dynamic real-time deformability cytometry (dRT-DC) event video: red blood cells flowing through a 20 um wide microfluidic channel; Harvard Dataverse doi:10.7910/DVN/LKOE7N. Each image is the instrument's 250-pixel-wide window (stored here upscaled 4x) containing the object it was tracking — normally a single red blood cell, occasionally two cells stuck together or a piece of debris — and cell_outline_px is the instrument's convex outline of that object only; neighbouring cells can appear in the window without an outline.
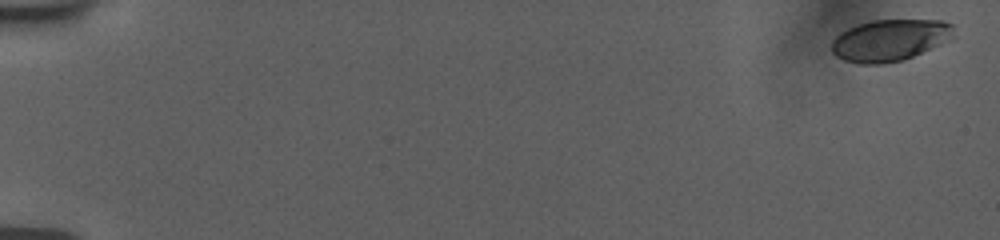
{"species": "human", "species_latin": "Homo sapiens", "temperature_condition": "room temperature", "stored_images_in_passage": 13, "camera_frame_rate_fps": 3000, "um_per_image_px": 0.085, "donor": {"sex": "female"}, "frame": {"image": 1, "passage_image": 1, "time_ms": 0.0, "image_size_px": [1000, 240], "cell_outline_px": [[956, 36], [948, 40], [912, 56], [900, 60], [880, 64], [860, 64], [844, 60], [836, 56], [832, 52], [832, 40], [840, 32], [856, 24], [872, 20], [940, 20], [952, 24]], "centroid_in_image_um": [75.61, 3.4], "position_along_channel_um": 9.4, "area_um2": 29.54}}
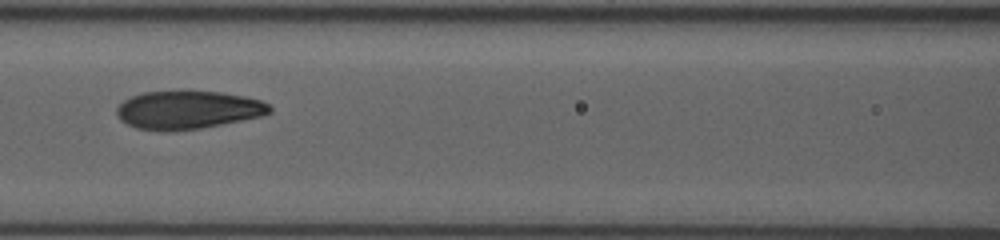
{"frame": {"image": 2, "passage_image": 10, "time_ms": 8.667, "image_size_px": [1000, 240], "cell_outline_px": [[272, 112], [264, 116], [200, 128], [172, 132], [168, 132], [136, 128], [120, 120], [116, 116], [116, 108], [124, 100], [132, 96], [144, 92], [180, 88], [188, 88], [224, 92], [244, 96], [260, 100], [268, 104], [272, 108]], "centroid_in_image_um": [15.96, 9.3], "position_along_channel_um": 150.6, "area_um2": 35.32}}
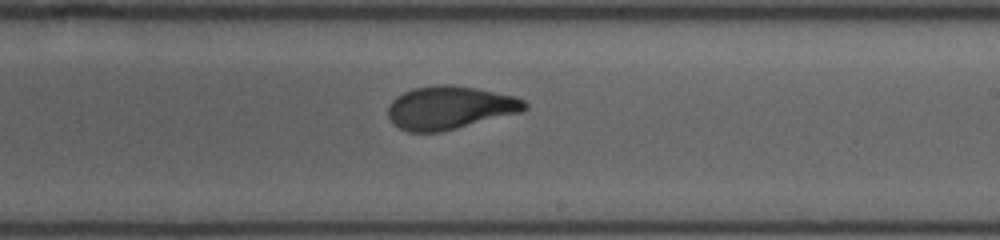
{"frame": {"image": 3, "passage_image": 13, "time_ms": 11.333, "image_size_px": [1000, 240], "cell_outline_px": [[528, 108], [524, 112], [440, 132], [408, 132], [392, 124], [388, 116], [388, 104], [396, 96], [412, 88], [436, 84], [448, 84], [476, 88], [516, 96], [524, 100], [528, 104]], "centroid_in_image_um": [38.24, 9.15], "position_along_channel_um": 250.8, "area_um2": 34.8}}